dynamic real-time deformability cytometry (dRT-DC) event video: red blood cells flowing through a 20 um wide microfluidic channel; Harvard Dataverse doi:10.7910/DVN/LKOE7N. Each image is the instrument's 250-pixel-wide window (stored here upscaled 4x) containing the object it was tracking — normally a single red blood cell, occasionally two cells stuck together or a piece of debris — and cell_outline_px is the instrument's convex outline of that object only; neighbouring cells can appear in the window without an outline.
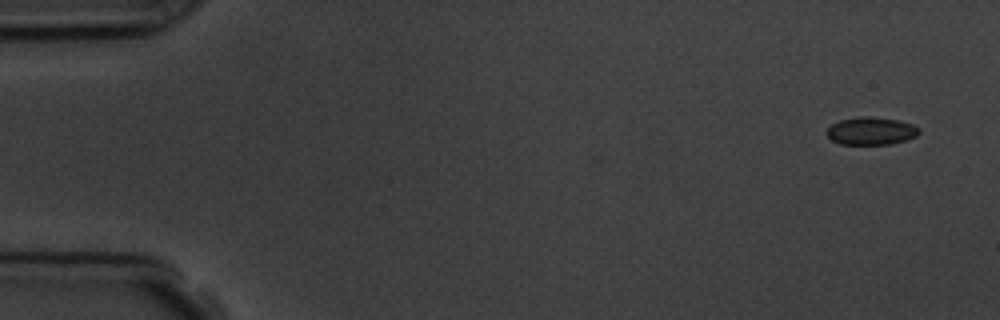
{"species": "common noctule bat (a hibernating species)", "species_latin": "Nyctalus noctula", "temperature_condition": "room temperature", "stored_images_in_passage": 4, "camera_frame_rate_fps": 3000, "um_per_image_px": 0.085, "animal": {"sex": "male", "body_mass_g": 19.5, "forearm_length_mm": 54.6}, "frame": {"image": 1, "passage_image": 1, "time_ms": 0.0, "image_size_px": [1000, 320], "cell_outline_px": [[920, 132], [916, 136], [908, 140], [888, 144], [840, 144], [832, 140], [824, 132], [832, 124], [840, 120], [860, 116], [868, 116], [900, 120], [912, 124], [920, 128]], "centroid_in_image_um": [74.05, 11.13], "position_along_channel_um": 10.9, "area_um2": 15.03}}